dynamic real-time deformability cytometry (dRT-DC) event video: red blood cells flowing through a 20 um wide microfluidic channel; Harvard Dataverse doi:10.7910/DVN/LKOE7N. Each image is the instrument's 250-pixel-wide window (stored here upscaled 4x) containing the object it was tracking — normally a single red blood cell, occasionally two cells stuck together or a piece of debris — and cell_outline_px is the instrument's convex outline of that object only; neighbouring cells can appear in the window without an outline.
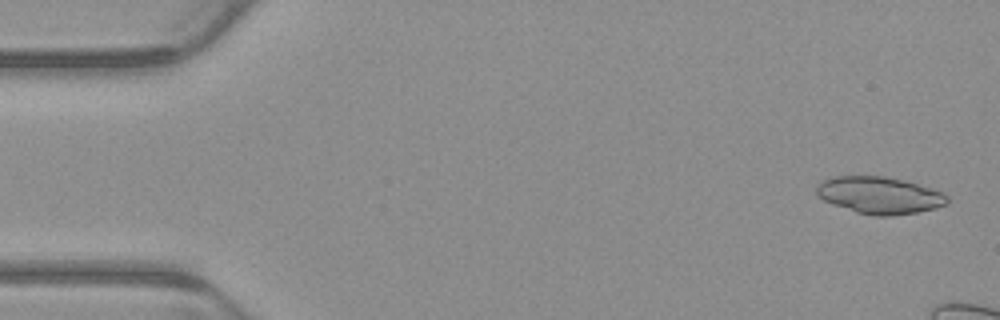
{"species": "common noctule bat (a hibernating species)", "species_latin": "Nyctalus noctula", "temperature_condition": "warm", "stored_images_in_passage": 5, "camera_frame_rate_fps": 3000, "um_per_image_px": 0.085, "animal": {"sex": "male", "body_mass_g": 23.1, "forearm_length_mm": 52.7}, "frame": {"image": 1, "passage_image": 1, "time_ms": 0.0, "image_size_px": [1000, 320], "cell_outline_px": [[948, 204], [936, 208], [916, 212], [892, 216], [872, 216], [856, 212], [832, 204], [816, 196], [816, 184], [832, 176], [884, 176], [932, 188], [944, 192], [948, 196]], "centroid_in_image_um": [74.74, 16.6], "position_along_channel_um": 10.3, "area_um2": 28.32}}